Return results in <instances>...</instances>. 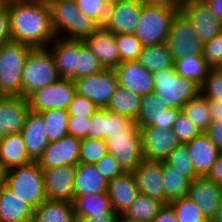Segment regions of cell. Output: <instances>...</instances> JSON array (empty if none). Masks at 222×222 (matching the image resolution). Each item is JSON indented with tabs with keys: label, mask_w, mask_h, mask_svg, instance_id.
I'll list each match as a JSON object with an SVG mask.
<instances>
[{
	"label": "cell",
	"mask_w": 222,
	"mask_h": 222,
	"mask_svg": "<svg viewBox=\"0 0 222 222\" xmlns=\"http://www.w3.org/2000/svg\"><path fill=\"white\" fill-rule=\"evenodd\" d=\"M188 196L202 210L205 218L211 222L222 197V189L206 176H201L191 181Z\"/></svg>",
	"instance_id": "d6986e66"
},
{
	"label": "cell",
	"mask_w": 222,
	"mask_h": 222,
	"mask_svg": "<svg viewBox=\"0 0 222 222\" xmlns=\"http://www.w3.org/2000/svg\"><path fill=\"white\" fill-rule=\"evenodd\" d=\"M137 61L143 66V68L151 73L161 69L174 67V60L166 43L143 47Z\"/></svg>",
	"instance_id": "d6a6232c"
},
{
	"label": "cell",
	"mask_w": 222,
	"mask_h": 222,
	"mask_svg": "<svg viewBox=\"0 0 222 222\" xmlns=\"http://www.w3.org/2000/svg\"><path fill=\"white\" fill-rule=\"evenodd\" d=\"M178 222H209L197 204L187 195L170 201Z\"/></svg>",
	"instance_id": "74e56055"
},
{
	"label": "cell",
	"mask_w": 222,
	"mask_h": 222,
	"mask_svg": "<svg viewBox=\"0 0 222 222\" xmlns=\"http://www.w3.org/2000/svg\"><path fill=\"white\" fill-rule=\"evenodd\" d=\"M169 1L181 4V3L185 2V1H188V0H169Z\"/></svg>",
	"instance_id": "2644e50d"
},
{
	"label": "cell",
	"mask_w": 222,
	"mask_h": 222,
	"mask_svg": "<svg viewBox=\"0 0 222 222\" xmlns=\"http://www.w3.org/2000/svg\"><path fill=\"white\" fill-rule=\"evenodd\" d=\"M211 222H222V197L218 203L216 214Z\"/></svg>",
	"instance_id": "be15d7a7"
},
{
	"label": "cell",
	"mask_w": 222,
	"mask_h": 222,
	"mask_svg": "<svg viewBox=\"0 0 222 222\" xmlns=\"http://www.w3.org/2000/svg\"><path fill=\"white\" fill-rule=\"evenodd\" d=\"M11 40V25L9 12L6 9L0 14V45L8 43Z\"/></svg>",
	"instance_id": "9f6ffc18"
},
{
	"label": "cell",
	"mask_w": 222,
	"mask_h": 222,
	"mask_svg": "<svg viewBox=\"0 0 222 222\" xmlns=\"http://www.w3.org/2000/svg\"><path fill=\"white\" fill-rule=\"evenodd\" d=\"M152 222H178L176 215L169 205H164Z\"/></svg>",
	"instance_id": "680465c9"
},
{
	"label": "cell",
	"mask_w": 222,
	"mask_h": 222,
	"mask_svg": "<svg viewBox=\"0 0 222 222\" xmlns=\"http://www.w3.org/2000/svg\"><path fill=\"white\" fill-rule=\"evenodd\" d=\"M154 93L164 100L169 108H180L200 92L194 81L178 75L174 67L152 73Z\"/></svg>",
	"instance_id": "52a82bcc"
},
{
	"label": "cell",
	"mask_w": 222,
	"mask_h": 222,
	"mask_svg": "<svg viewBox=\"0 0 222 222\" xmlns=\"http://www.w3.org/2000/svg\"><path fill=\"white\" fill-rule=\"evenodd\" d=\"M58 70L51 50L32 48L22 72V97L27 98L34 91L59 81Z\"/></svg>",
	"instance_id": "277c9868"
},
{
	"label": "cell",
	"mask_w": 222,
	"mask_h": 222,
	"mask_svg": "<svg viewBox=\"0 0 222 222\" xmlns=\"http://www.w3.org/2000/svg\"><path fill=\"white\" fill-rule=\"evenodd\" d=\"M90 118L69 116L67 133L70 136L83 140L87 138Z\"/></svg>",
	"instance_id": "db71d44e"
},
{
	"label": "cell",
	"mask_w": 222,
	"mask_h": 222,
	"mask_svg": "<svg viewBox=\"0 0 222 222\" xmlns=\"http://www.w3.org/2000/svg\"><path fill=\"white\" fill-rule=\"evenodd\" d=\"M202 57L211 68H222V31L203 44Z\"/></svg>",
	"instance_id": "bcb514c9"
},
{
	"label": "cell",
	"mask_w": 222,
	"mask_h": 222,
	"mask_svg": "<svg viewBox=\"0 0 222 222\" xmlns=\"http://www.w3.org/2000/svg\"><path fill=\"white\" fill-rule=\"evenodd\" d=\"M8 1V3H10V2H15V1H30V0H7Z\"/></svg>",
	"instance_id": "8c879c8a"
},
{
	"label": "cell",
	"mask_w": 222,
	"mask_h": 222,
	"mask_svg": "<svg viewBox=\"0 0 222 222\" xmlns=\"http://www.w3.org/2000/svg\"><path fill=\"white\" fill-rule=\"evenodd\" d=\"M162 108H168L164 100L154 92L141 97L140 112L135 120L139 129L146 126H152L155 120V114Z\"/></svg>",
	"instance_id": "f35d334b"
},
{
	"label": "cell",
	"mask_w": 222,
	"mask_h": 222,
	"mask_svg": "<svg viewBox=\"0 0 222 222\" xmlns=\"http://www.w3.org/2000/svg\"><path fill=\"white\" fill-rule=\"evenodd\" d=\"M32 47L10 41L0 53V96H22V72Z\"/></svg>",
	"instance_id": "8992f818"
},
{
	"label": "cell",
	"mask_w": 222,
	"mask_h": 222,
	"mask_svg": "<svg viewBox=\"0 0 222 222\" xmlns=\"http://www.w3.org/2000/svg\"><path fill=\"white\" fill-rule=\"evenodd\" d=\"M163 206L159 200L139 193L122 216L138 222H152Z\"/></svg>",
	"instance_id": "d590c367"
},
{
	"label": "cell",
	"mask_w": 222,
	"mask_h": 222,
	"mask_svg": "<svg viewBox=\"0 0 222 222\" xmlns=\"http://www.w3.org/2000/svg\"><path fill=\"white\" fill-rule=\"evenodd\" d=\"M48 48L54 56L56 68L61 79L75 80L78 67V40L56 37Z\"/></svg>",
	"instance_id": "d4e9b609"
},
{
	"label": "cell",
	"mask_w": 222,
	"mask_h": 222,
	"mask_svg": "<svg viewBox=\"0 0 222 222\" xmlns=\"http://www.w3.org/2000/svg\"><path fill=\"white\" fill-rule=\"evenodd\" d=\"M27 98L22 96H0V127L6 135L21 133L29 112Z\"/></svg>",
	"instance_id": "44dd1931"
},
{
	"label": "cell",
	"mask_w": 222,
	"mask_h": 222,
	"mask_svg": "<svg viewBox=\"0 0 222 222\" xmlns=\"http://www.w3.org/2000/svg\"><path fill=\"white\" fill-rule=\"evenodd\" d=\"M46 1L50 6L52 26L58 38L84 40L100 27L95 21L81 13L75 0Z\"/></svg>",
	"instance_id": "3957f363"
},
{
	"label": "cell",
	"mask_w": 222,
	"mask_h": 222,
	"mask_svg": "<svg viewBox=\"0 0 222 222\" xmlns=\"http://www.w3.org/2000/svg\"><path fill=\"white\" fill-rule=\"evenodd\" d=\"M32 162L21 133L6 135L0 142V163L6 171Z\"/></svg>",
	"instance_id": "83f0119b"
},
{
	"label": "cell",
	"mask_w": 222,
	"mask_h": 222,
	"mask_svg": "<svg viewBox=\"0 0 222 222\" xmlns=\"http://www.w3.org/2000/svg\"><path fill=\"white\" fill-rule=\"evenodd\" d=\"M117 222H138V221L130 220V219H127V218L123 217L122 215H120L118 217Z\"/></svg>",
	"instance_id": "003e7915"
},
{
	"label": "cell",
	"mask_w": 222,
	"mask_h": 222,
	"mask_svg": "<svg viewBox=\"0 0 222 222\" xmlns=\"http://www.w3.org/2000/svg\"><path fill=\"white\" fill-rule=\"evenodd\" d=\"M181 112L182 109L180 108H162L155 114V120L152 126L170 130Z\"/></svg>",
	"instance_id": "f5cc1de1"
},
{
	"label": "cell",
	"mask_w": 222,
	"mask_h": 222,
	"mask_svg": "<svg viewBox=\"0 0 222 222\" xmlns=\"http://www.w3.org/2000/svg\"><path fill=\"white\" fill-rule=\"evenodd\" d=\"M162 180L167 205L170 201L188 195L191 181L165 161H162Z\"/></svg>",
	"instance_id": "836d02e7"
},
{
	"label": "cell",
	"mask_w": 222,
	"mask_h": 222,
	"mask_svg": "<svg viewBox=\"0 0 222 222\" xmlns=\"http://www.w3.org/2000/svg\"><path fill=\"white\" fill-rule=\"evenodd\" d=\"M142 0H127L108 6L103 28L114 34H131L140 20Z\"/></svg>",
	"instance_id": "9a60e30c"
},
{
	"label": "cell",
	"mask_w": 222,
	"mask_h": 222,
	"mask_svg": "<svg viewBox=\"0 0 222 222\" xmlns=\"http://www.w3.org/2000/svg\"><path fill=\"white\" fill-rule=\"evenodd\" d=\"M114 70L119 86L141 97L154 92L152 73L137 60L121 62Z\"/></svg>",
	"instance_id": "e0dca14e"
},
{
	"label": "cell",
	"mask_w": 222,
	"mask_h": 222,
	"mask_svg": "<svg viewBox=\"0 0 222 222\" xmlns=\"http://www.w3.org/2000/svg\"><path fill=\"white\" fill-rule=\"evenodd\" d=\"M180 11L193 26L202 44L222 31V21L215 17L203 0H188L180 4Z\"/></svg>",
	"instance_id": "7c38bea8"
},
{
	"label": "cell",
	"mask_w": 222,
	"mask_h": 222,
	"mask_svg": "<svg viewBox=\"0 0 222 222\" xmlns=\"http://www.w3.org/2000/svg\"><path fill=\"white\" fill-rule=\"evenodd\" d=\"M103 67L83 40H78V67L75 80L100 73Z\"/></svg>",
	"instance_id": "60d3db41"
},
{
	"label": "cell",
	"mask_w": 222,
	"mask_h": 222,
	"mask_svg": "<svg viewBox=\"0 0 222 222\" xmlns=\"http://www.w3.org/2000/svg\"><path fill=\"white\" fill-rule=\"evenodd\" d=\"M99 109L91 100L75 94L73 100L69 103L67 113L69 116L90 118Z\"/></svg>",
	"instance_id": "c3c4849f"
},
{
	"label": "cell",
	"mask_w": 222,
	"mask_h": 222,
	"mask_svg": "<svg viewBox=\"0 0 222 222\" xmlns=\"http://www.w3.org/2000/svg\"><path fill=\"white\" fill-rule=\"evenodd\" d=\"M107 151L115 157L124 172H133L143 161L140 129L110 134L105 140Z\"/></svg>",
	"instance_id": "ba28073f"
},
{
	"label": "cell",
	"mask_w": 222,
	"mask_h": 222,
	"mask_svg": "<svg viewBox=\"0 0 222 222\" xmlns=\"http://www.w3.org/2000/svg\"><path fill=\"white\" fill-rule=\"evenodd\" d=\"M142 138L143 160L164 161L180 144L177 136L170 129L146 126L140 129Z\"/></svg>",
	"instance_id": "5bb4252c"
},
{
	"label": "cell",
	"mask_w": 222,
	"mask_h": 222,
	"mask_svg": "<svg viewBox=\"0 0 222 222\" xmlns=\"http://www.w3.org/2000/svg\"><path fill=\"white\" fill-rule=\"evenodd\" d=\"M98 172L109 182L124 173L119 163L109 152L94 164Z\"/></svg>",
	"instance_id": "816d5d0a"
},
{
	"label": "cell",
	"mask_w": 222,
	"mask_h": 222,
	"mask_svg": "<svg viewBox=\"0 0 222 222\" xmlns=\"http://www.w3.org/2000/svg\"><path fill=\"white\" fill-rule=\"evenodd\" d=\"M107 191L108 181L98 172L94 164L76 165L74 195H91Z\"/></svg>",
	"instance_id": "4316f807"
},
{
	"label": "cell",
	"mask_w": 222,
	"mask_h": 222,
	"mask_svg": "<svg viewBox=\"0 0 222 222\" xmlns=\"http://www.w3.org/2000/svg\"><path fill=\"white\" fill-rule=\"evenodd\" d=\"M76 221L79 218L105 214H117L111 205L107 193L74 195L71 202Z\"/></svg>",
	"instance_id": "f1b7e54d"
},
{
	"label": "cell",
	"mask_w": 222,
	"mask_h": 222,
	"mask_svg": "<svg viewBox=\"0 0 222 222\" xmlns=\"http://www.w3.org/2000/svg\"><path fill=\"white\" fill-rule=\"evenodd\" d=\"M166 45L172 54L173 60L185 55L202 56L203 44L195 34L193 26L181 11L173 18Z\"/></svg>",
	"instance_id": "30bf717a"
},
{
	"label": "cell",
	"mask_w": 222,
	"mask_h": 222,
	"mask_svg": "<svg viewBox=\"0 0 222 222\" xmlns=\"http://www.w3.org/2000/svg\"><path fill=\"white\" fill-rule=\"evenodd\" d=\"M179 11L180 4L169 0H142L140 20L133 34L143 47L164 44Z\"/></svg>",
	"instance_id": "7a4b0ae2"
},
{
	"label": "cell",
	"mask_w": 222,
	"mask_h": 222,
	"mask_svg": "<svg viewBox=\"0 0 222 222\" xmlns=\"http://www.w3.org/2000/svg\"><path fill=\"white\" fill-rule=\"evenodd\" d=\"M205 134L209 140L222 152V121H211Z\"/></svg>",
	"instance_id": "11a10c76"
},
{
	"label": "cell",
	"mask_w": 222,
	"mask_h": 222,
	"mask_svg": "<svg viewBox=\"0 0 222 222\" xmlns=\"http://www.w3.org/2000/svg\"><path fill=\"white\" fill-rule=\"evenodd\" d=\"M203 1L208 5L213 15L222 21V0H203Z\"/></svg>",
	"instance_id": "6125c7cd"
},
{
	"label": "cell",
	"mask_w": 222,
	"mask_h": 222,
	"mask_svg": "<svg viewBox=\"0 0 222 222\" xmlns=\"http://www.w3.org/2000/svg\"><path fill=\"white\" fill-rule=\"evenodd\" d=\"M7 10L12 41L32 48H46L56 38L46 0L10 2Z\"/></svg>",
	"instance_id": "6da1fadb"
},
{
	"label": "cell",
	"mask_w": 222,
	"mask_h": 222,
	"mask_svg": "<svg viewBox=\"0 0 222 222\" xmlns=\"http://www.w3.org/2000/svg\"><path fill=\"white\" fill-rule=\"evenodd\" d=\"M81 13L95 21L100 27L103 26L108 12V4L105 0H75Z\"/></svg>",
	"instance_id": "ee69618b"
},
{
	"label": "cell",
	"mask_w": 222,
	"mask_h": 222,
	"mask_svg": "<svg viewBox=\"0 0 222 222\" xmlns=\"http://www.w3.org/2000/svg\"><path fill=\"white\" fill-rule=\"evenodd\" d=\"M171 130L177 136L178 141L184 144L201 134L194 123L188 120L182 112L174 122Z\"/></svg>",
	"instance_id": "7dc6e473"
},
{
	"label": "cell",
	"mask_w": 222,
	"mask_h": 222,
	"mask_svg": "<svg viewBox=\"0 0 222 222\" xmlns=\"http://www.w3.org/2000/svg\"><path fill=\"white\" fill-rule=\"evenodd\" d=\"M5 186L34 210L46 200L42 168L36 161L6 171Z\"/></svg>",
	"instance_id": "5b68a950"
},
{
	"label": "cell",
	"mask_w": 222,
	"mask_h": 222,
	"mask_svg": "<svg viewBox=\"0 0 222 222\" xmlns=\"http://www.w3.org/2000/svg\"><path fill=\"white\" fill-rule=\"evenodd\" d=\"M75 94L74 81L60 79L31 93L27 97L29 110L35 113H42L50 109L67 111Z\"/></svg>",
	"instance_id": "9c48e42d"
},
{
	"label": "cell",
	"mask_w": 222,
	"mask_h": 222,
	"mask_svg": "<svg viewBox=\"0 0 222 222\" xmlns=\"http://www.w3.org/2000/svg\"><path fill=\"white\" fill-rule=\"evenodd\" d=\"M115 43L120 55V63L138 60L143 49L141 41L133 34H114Z\"/></svg>",
	"instance_id": "b9f144b4"
},
{
	"label": "cell",
	"mask_w": 222,
	"mask_h": 222,
	"mask_svg": "<svg viewBox=\"0 0 222 222\" xmlns=\"http://www.w3.org/2000/svg\"><path fill=\"white\" fill-rule=\"evenodd\" d=\"M174 69L178 75L194 81L201 86L208 77L211 67L202 56L185 55L174 60Z\"/></svg>",
	"instance_id": "4dcf8cb0"
},
{
	"label": "cell",
	"mask_w": 222,
	"mask_h": 222,
	"mask_svg": "<svg viewBox=\"0 0 222 222\" xmlns=\"http://www.w3.org/2000/svg\"><path fill=\"white\" fill-rule=\"evenodd\" d=\"M5 176H6V170L4 169L3 165L0 163V188L5 185Z\"/></svg>",
	"instance_id": "e7e4bbea"
},
{
	"label": "cell",
	"mask_w": 222,
	"mask_h": 222,
	"mask_svg": "<svg viewBox=\"0 0 222 222\" xmlns=\"http://www.w3.org/2000/svg\"><path fill=\"white\" fill-rule=\"evenodd\" d=\"M182 113L194 123L201 133L206 132L212 121L209 101L200 92L182 107Z\"/></svg>",
	"instance_id": "e575fe53"
},
{
	"label": "cell",
	"mask_w": 222,
	"mask_h": 222,
	"mask_svg": "<svg viewBox=\"0 0 222 222\" xmlns=\"http://www.w3.org/2000/svg\"><path fill=\"white\" fill-rule=\"evenodd\" d=\"M34 209L5 185L0 188V222H32Z\"/></svg>",
	"instance_id": "484cf974"
},
{
	"label": "cell",
	"mask_w": 222,
	"mask_h": 222,
	"mask_svg": "<svg viewBox=\"0 0 222 222\" xmlns=\"http://www.w3.org/2000/svg\"><path fill=\"white\" fill-rule=\"evenodd\" d=\"M45 122L47 138L49 142L58 141L67 133L69 115L66 110L50 109L40 113Z\"/></svg>",
	"instance_id": "8d00e7d4"
},
{
	"label": "cell",
	"mask_w": 222,
	"mask_h": 222,
	"mask_svg": "<svg viewBox=\"0 0 222 222\" xmlns=\"http://www.w3.org/2000/svg\"><path fill=\"white\" fill-rule=\"evenodd\" d=\"M7 5H8L7 0H0V14L7 9Z\"/></svg>",
	"instance_id": "03108f58"
},
{
	"label": "cell",
	"mask_w": 222,
	"mask_h": 222,
	"mask_svg": "<svg viewBox=\"0 0 222 222\" xmlns=\"http://www.w3.org/2000/svg\"><path fill=\"white\" fill-rule=\"evenodd\" d=\"M185 144L189 150L190 160L196 174L199 177L207 176L222 152L209 140L205 133L199 134Z\"/></svg>",
	"instance_id": "cb8c5ba5"
},
{
	"label": "cell",
	"mask_w": 222,
	"mask_h": 222,
	"mask_svg": "<svg viewBox=\"0 0 222 222\" xmlns=\"http://www.w3.org/2000/svg\"><path fill=\"white\" fill-rule=\"evenodd\" d=\"M32 222H77L72 204L66 201L45 200L34 210Z\"/></svg>",
	"instance_id": "f546056e"
},
{
	"label": "cell",
	"mask_w": 222,
	"mask_h": 222,
	"mask_svg": "<svg viewBox=\"0 0 222 222\" xmlns=\"http://www.w3.org/2000/svg\"><path fill=\"white\" fill-rule=\"evenodd\" d=\"M76 165L42 169L46 200L72 202Z\"/></svg>",
	"instance_id": "4fadbf2b"
},
{
	"label": "cell",
	"mask_w": 222,
	"mask_h": 222,
	"mask_svg": "<svg viewBox=\"0 0 222 222\" xmlns=\"http://www.w3.org/2000/svg\"><path fill=\"white\" fill-rule=\"evenodd\" d=\"M6 136L5 131L2 127H0V142L4 139Z\"/></svg>",
	"instance_id": "89a4df30"
},
{
	"label": "cell",
	"mask_w": 222,
	"mask_h": 222,
	"mask_svg": "<svg viewBox=\"0 0 222 222\" xmlns=\"http://www.w3.org/2000/svg\"><path fill=\"white\" fill-rule=\"evenodd\" d=\"M104 140L86 138L81 140L79 163L95 164L107 154Z\"/></svg>",
	"instance_id": "7bdbcfd3"
},
{
	"label": "cell",
	"mask_w": 222,
	"mask_h": 222,
	"mask_svg": "<svg viewBox=\"0 0 222 222\" xmlns=\"http://www.w3.org/2000/svg\"><path fill=\"white\" fill-rule=\"evenodd\" d=\"M200 93L208 101L222 102V68H211L208 77L200 86Z\"/></svg>",
	"instance_id": "f6af8a7d"
},
{
	"label": "cell",
	"mask_w": 222,
	"mask_h": 222,
	"mask_svg": "<svg viewBox=\"0 0 222 222\" xmlns=\"http://www.w3.org/2000/svg\"><path fill=\"white\" fill-rule=\"evenodd\" d=\"M107 194L111 201L112 209L119 216L123 215L139 195L133 172H124L109 181Z\"/></svg>",
	"instance_id": "7402d4cb"
},
{
	"label": "cell",
	"mask_w": 222,
	"mask_h": 222,
	"mask_svg": "<svg viewBox=\"0 0 222 222\" xmlns=\"http://www.w3.org/2000/svg\"><path fill=\"white\" fill-rule=\"evenodd\" d=\"M123 1H127V0H105V2H106L108 5L115 4V3H119V2H123Z\"/></svg>",
	"instance_id": "a7ac6f4b"
},
{
	"label": "cell",
	"mask_w": 222,
	"mask_h": 222,
	"mask_svg": "<svg viewBox=\"0 0 222 222\" xmlns=\"http://www.w3.org/2000/svg\"><path fill=\"white\" fill-rule=\"evenodd\" d=\"M140 194L167 205L162 180V161L143 160L133 171Z\"/></svg>",
	"instance_id": "ac0fdd59"
},
{
	"label": "cell",
	"mask_w": 222,
	"mask_h": 222,
	"mask_svg": "<svg viewBox=\"0 0 222 222\" xmlns=\"http://www.w3.org/2000/svg\"><path fill=\"white\" fill-rule=\"evenodd\" d=\"M87 138L105 140L107 138V110L99 109L90 117Z\"/></svg>",
	"instance_id": "681fc988"
},
{
	"label": "cell",
	"mask_w": 222,
	"mask_h": 222,
	"mask_svg": "<svg viewBox=\"0 0 222 222\" xmlns=\"http://www.w3.org/2000/svg\"><path fill=\"white\" fill-rule=\"evenodd\" d=\"M141 107V96L118 86L111 96L106 110L126 116L134 121L136 120Z\"/></svg>",
	"instance_id": "1f68e13d"
},
{
	"label": "cell",
	"mask_w": 222,
	"mask_h": 222,
	"mask_svg": "<svg viewBox=\"0 0 222 222\" xmlns=\"http://www.w3.org/2000/svg\"><path fill=\"white\" fill-rule=\"evenodd\" d=\"M80 146V139L66 135L58 141L50 142L36 162L42 169L61 165H77Z\"/></svg>",
	"instance_id": "2e32d148"
},
{
	"label": "cell",
	"mask_w": 222,
	"mask_h": 222,
	"mask_svg": "<svg viewBox=\"0 0 222 222\" xmlns=\"http://www.w3.org/2000/svg\"><path fill=\"white\" fill-rule=\"evenodd\" d=\"M164 161L174 167L178 172H181L182 175L190 181L199 177L194 171L189 150L184 143H180Z\"/></svg>",
	"instance_id": "ab89813d"
},
{
	"label": "cell",
	"mask_w": 222,
	"mask_h": 222,
	"mask_svg": "<svg viewBox=\"0 0 222 222\" xmlns=\"http://www.w3.org/2000/svg\"><path fill=\"white\" fill-rule=\"evenodd\" d=\"M210 116L212 121H222V102L209 101Z\"/></svg>",
	"instance_id": "94428289"
},
{
	"label": "cell",
	"mask_w": 222,
	"mask_h": 222,
	"mask_svg": "<svg viewBox=\"0 0 222 222\" xmlns=\"http://www.w3.org/2000/svg\"><path fill=\"white\" fill-rule=\"evenodd\" d=\"M83 42L97 57L103 69H115L120 64V55L115 43L114 33L99 27Z\"/></svg>",
	"instance_id": "ffe728a7"
},
{
	"label": "cell",
	"mask_w": 222,
	"mask_h": 222,
	"mask_svg": "<svg viewBox=\"0 0 222 222\" xmlns=\"http://www.w3.org/2000/svg\"><path fill=\"white\" fill-rule=\"evenodd\" d=\"M136 127L133 119L107 110V138L110 134L133 131Z\"/></svg>",
	"instance_id": "f907efd6"
},
{
	"label": "cell",
	"mask_w": 222,
	"mask_h": 222,
	"mask_svg": "<svg viewBox=\"0 0 222 222\" xmlns=\"http://www.w3.org/2000/svg\"><path fill=\"white\" fill-rule=\"evenodd\" d=\"M21 134L27 154L33 161H37L50 143L47 138L43 116L40 113L29 111Z\"/></svg>",
	"instance_id": "603a6c76"
},
{
	"label": "cell",
	"mask_w": 222,
	"mask_h": 222,
	"mask_svg": "<svg viewBox=\"0 0 222 222\" xmlns=\"http://www.w3.org/2000/svg\"><path fill=\"white\" fill-rule=\"evenodd\" d=\"M76 94L83 96L100 109H106L116 91L118 78L114 69H103L100 73L73 80Z\"/></svg>",
	"instance_id": "8fae6325"
},
{
	"label": "cell",
	"mask_w": 222,
	"mask_h": 222,
	"mask_svg": "<svg viewBox=\"0 0 222 222\" xmlns=\"http://www.w3.org/2000/svg\"><path fill=\"white\" fill-rule=\"evenodd\" d=\"M206 177L215 182L222 189V153L216 159Z\"/></svg>",
	"instance_id": "6f0895ef"
},
{
	"label": "cell",
	"mask_w": 222,
	"mask_h": 222,
	"mask_svg": "<svg viewBox=\"0 0 222 222\" xmlns=\"http://www.w3.org/2000/svg\"><path fill=\"white\" fill-rule=\"evenodd\" d=\"M118 214H105L98 216H88L84 218H79L77 222H117Z\"/></svg>",
	"instance_id": "91938a15"
}]
</instances>
